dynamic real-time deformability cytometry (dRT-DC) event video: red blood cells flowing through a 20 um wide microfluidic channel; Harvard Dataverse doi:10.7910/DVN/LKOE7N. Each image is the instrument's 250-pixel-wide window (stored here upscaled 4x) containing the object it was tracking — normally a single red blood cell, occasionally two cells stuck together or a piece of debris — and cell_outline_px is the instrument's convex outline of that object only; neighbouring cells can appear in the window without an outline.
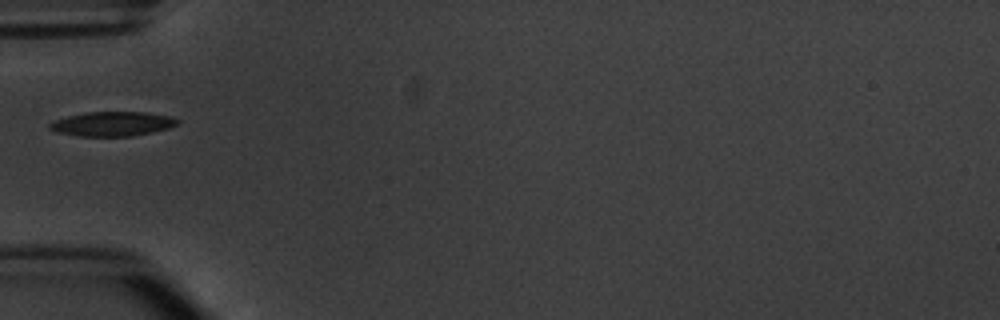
{"species": "common noctule bat (a hibernating species)", "species_latin": "Nyctalus noctula", "temperature_condition": "warm", "stored_images_in_passage": 2, "camera_frame_rate_fps": 3000, "um_per_image_px": 0.085, "animal": {"sex": "male", "body_mass_g": 20.1, "forearm_length_mm": 53.5}, "frame": {"image": 1, "passage_image": 1, "time_ms": 0.0, "image_size_px": [1000, 320], "cell_outline_px": [[180, 124], [168, 128], [152, 132], [132, 136], [80, 136], [56, 132], [48, 128], [48, 124], [56, 120], [68, 116], [88, 112], [148, 112], [172, 116], [180, 120]], "centroid_in_image_um": [9.6, 10.52], "position_along_channel_um": 75.4, "area_um2": 18.26}}